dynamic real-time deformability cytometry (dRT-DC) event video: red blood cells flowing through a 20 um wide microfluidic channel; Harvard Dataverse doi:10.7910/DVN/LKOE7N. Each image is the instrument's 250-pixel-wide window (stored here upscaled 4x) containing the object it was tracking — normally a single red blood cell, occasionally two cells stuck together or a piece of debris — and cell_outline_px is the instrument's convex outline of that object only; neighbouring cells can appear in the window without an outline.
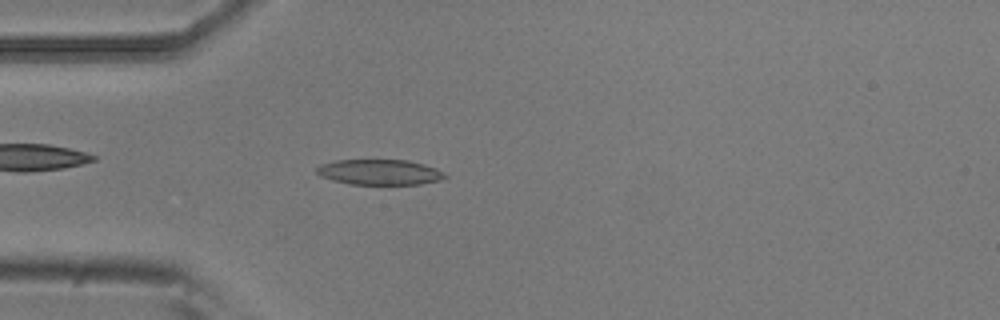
{"species": "common noctule bat (a hibernating species)", "species_latin": "Nyctalus noctula", "temperature_condition": "room temperature", "stored_images_in_passage": 3, "camera_frame_rate_fps": 3000, "um_per_image_px": 0.085, "animal": {"sex": "male", "body_mass_g": 20.5, "forearm_length_mm": 52.5}, "frame": {"image": 1, "passage_image": 3, "time_ms": 0.667, "image_size_px": [1000, 320], "cell_outline_px": [[448, 176], [440, 180], [420, 184], [348, 184], [332, 180], [320, 176], [316, 172], [316, 168], [320, 164], [336, 160], [408, 160], [424, 164], [436, 168]], "centroid_in_image_um": [32.24, 14.63], "position_along_channel_um": 52.8, "area_um2": 19.02}}